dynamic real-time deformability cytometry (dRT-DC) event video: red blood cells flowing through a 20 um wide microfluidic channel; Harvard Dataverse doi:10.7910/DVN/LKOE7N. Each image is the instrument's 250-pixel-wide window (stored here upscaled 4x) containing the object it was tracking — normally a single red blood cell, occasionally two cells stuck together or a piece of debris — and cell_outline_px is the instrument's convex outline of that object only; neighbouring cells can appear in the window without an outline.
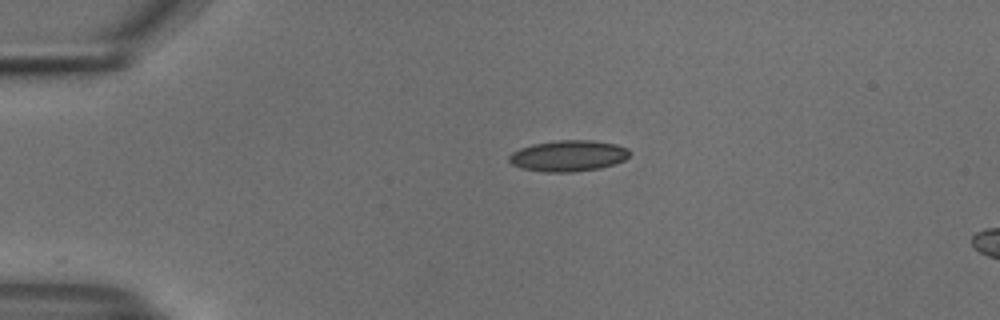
{"species": "common noctule bat (a hibernating species)", "species_latin": "Nyctalus noctula", "temperature_condition": "cold", "stored_images_in_passage": 6, "camera_frame_rate_fps": 3000, "um_per_image_px": 0.085, "animal": {"sex": "male", "body_mass_g": 18.8}, "frame": {"image": 1, "passage_image": 1, "time_ms": 0.0, "image_size_px": [1000, 320], "cell_outline_px": [[628, 156], [624, 160], [600, 168], [572, 172], [544, 172], [520, 168], [512, 164], [508, 160], [508, 156], [512, 152], [520, 148], [532, 144], [556, 140], [592, 140], [616, 144], [628, 148]], "centroid_in_image_um": [48.26, 13.24], "position_along_channel_um": 36.7, "area_um2": 21.85}}